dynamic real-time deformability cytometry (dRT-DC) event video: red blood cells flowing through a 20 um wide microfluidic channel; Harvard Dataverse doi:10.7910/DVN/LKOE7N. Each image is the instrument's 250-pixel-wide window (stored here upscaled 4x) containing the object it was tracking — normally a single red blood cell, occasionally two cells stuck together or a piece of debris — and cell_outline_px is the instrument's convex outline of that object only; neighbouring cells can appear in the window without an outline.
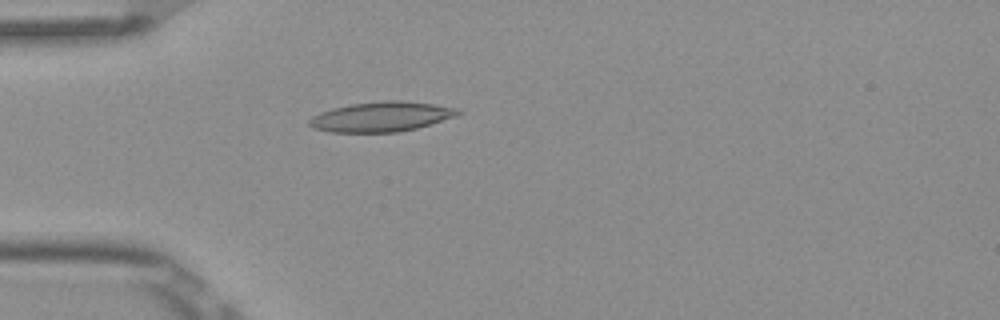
{"species": "Egyptian fruit bat (a non-hibernating species)", "species_latin": "Rousettus aegyptiacus", "temperature_condition": "room temperature", "stored_images_in_passage": 1, "camera_frame_rate_fps": 3000, "um_per_image_px": 0.085, "frame": {"image": 1, "passage_image": 1, "time_ms": 0.0, "image_size_px": [1000, 320], "cell_outline_px": [[464, 112], [456, 116], [416, 128], [400, 132], [328, 132], [312, 128], [308, 124], [308, 120], [312, 116], [320, 112], [332, 108], [352, 104], [388, 100], [400, 100], [432, 104], [456, 108]], "centroid_in_image_um": [32.38, 9.92], "position_along_channel_um": 52.6, "area_um2": 25.84}}